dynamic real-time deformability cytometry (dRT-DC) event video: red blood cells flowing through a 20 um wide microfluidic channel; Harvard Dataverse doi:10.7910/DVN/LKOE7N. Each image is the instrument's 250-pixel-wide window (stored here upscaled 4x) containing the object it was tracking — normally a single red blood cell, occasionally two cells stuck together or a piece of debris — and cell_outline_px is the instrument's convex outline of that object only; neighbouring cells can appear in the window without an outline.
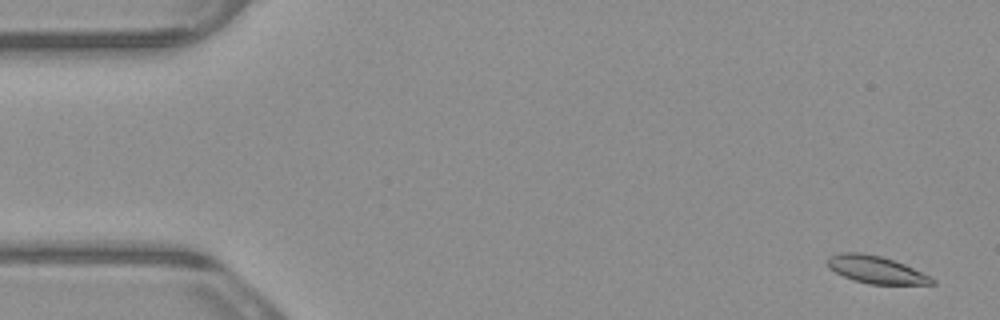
{"species": "common noctule bat (a hibernating species)", "species_latin": "Nyctalus noctula", "temperature_condition": "warm", "stored_images_in_passage": 4, "camera_frame_rate_fps": 3000, "um_per_image_px": 0.085, "animal": {"sex": "male", "body_mass_g": 23.1, "forearm_length_mm": 52.7}, "frame": {"image": 1, "passage_image": 1, "time_ms": 0.0, "image_size_px": [1000, 320], "cell_outline_px": [[936, 284], [868, 284], [844, 276], [828, 268], [828, 256], [840, 252], [860, 252], [880, 256], [904, 264], [936, 280]], "centroid_in_image_um": [74.43, 22.91], "position_along_channel_um": 10.6, "area_um2": 16.42}}
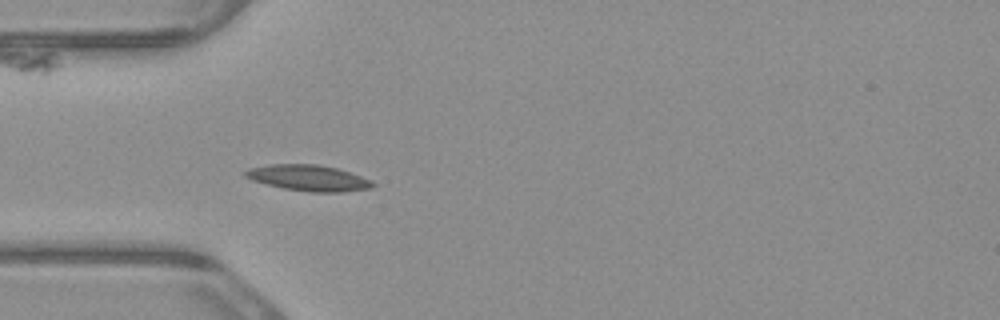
{"frame": {"image": 2, "passage_image": 4, "time_ms": 1.0, "image_size_px": [1000, 320], "cell_outline_px": [[376, 184], [372, 188], [344, 192], [308, 192], [284, 188], [252, 180], [244, 176], [244, 172], [248, 168], [268, 164], [320, 164], [336, 168], [372, 180]], "centroid_in_image_um": [26.23, 15.12], "position_along_channel_um": 58.8, "area_um2": 19.31}}